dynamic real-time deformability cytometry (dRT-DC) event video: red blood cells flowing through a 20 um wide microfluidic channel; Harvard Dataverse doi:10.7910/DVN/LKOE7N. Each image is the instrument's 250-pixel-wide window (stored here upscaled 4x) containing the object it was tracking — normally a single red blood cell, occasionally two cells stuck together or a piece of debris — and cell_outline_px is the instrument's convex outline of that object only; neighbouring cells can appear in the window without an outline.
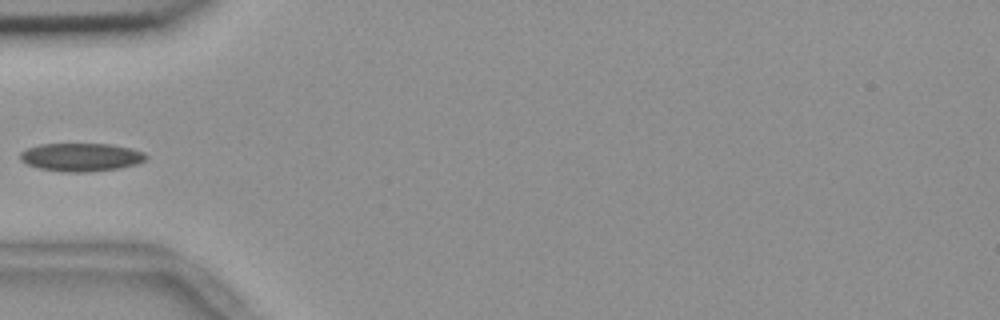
{"species": "common noctule bat (a hibernating species)", "species_latin": "Nyctalus noctula", "temperature_condition": "room temperature", "stored_images_in_passage": 5, "camera_frame_rate_fps": 3000, "um_per_image_px": 0.085, "animal": {"sex": "female", "body_mass_g": 18.4}, "frame": {"image": 1, "passage_image": 4, "time_ms": 1.0, "image_size_px": [1000, 320], "cell_outline_px": [[148, 156], [144, 160], [136, 164], [120, 168], [88, 172], [64, 172], [40, 168], [28, 164], [20, 160], [20, 152], [28, 148], [40, 144], [108, 144], [132, 148], [144, 152]], "centroid_in_image_um": [6.9, 13.36], "position_along_channel_um": 78.1, "area_um2": 20.63}}